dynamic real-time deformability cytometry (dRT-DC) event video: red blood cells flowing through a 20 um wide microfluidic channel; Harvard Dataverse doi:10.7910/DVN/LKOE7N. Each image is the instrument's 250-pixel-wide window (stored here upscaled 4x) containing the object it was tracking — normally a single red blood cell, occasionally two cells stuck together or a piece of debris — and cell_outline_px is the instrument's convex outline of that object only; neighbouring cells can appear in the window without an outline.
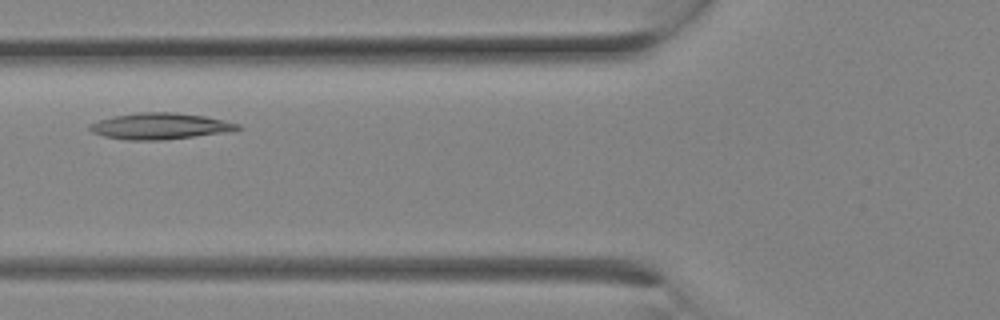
{"species": "Egyptian fruit bat (a non-hibernating species)", "species_latin": "Rousettus aegyptiacus", "temperature_condition": "room temperature", "stored_images_in_passage": 7, "camera_frame_rate_fps": 3000, "um_per_image_px": 0.085, "animal": {"sex": "female"}, "frame": {"image": 1, "passage_image": 6, "time_ms": 1.667, "image_size_px": [1000, 320], "cell_outline_px": [[244, 128], [232, 132], [164, 140], [124, 140], [104, 136], [92, 132], [88, 128], [88, 124], [112, 116], [136, 112], [176, 112], [204, 116], [240, 124]], "centroid_in_image_um": [13.63, 10.72], "position_along_channel_um": 112.2, "area_um2": 23.0}}